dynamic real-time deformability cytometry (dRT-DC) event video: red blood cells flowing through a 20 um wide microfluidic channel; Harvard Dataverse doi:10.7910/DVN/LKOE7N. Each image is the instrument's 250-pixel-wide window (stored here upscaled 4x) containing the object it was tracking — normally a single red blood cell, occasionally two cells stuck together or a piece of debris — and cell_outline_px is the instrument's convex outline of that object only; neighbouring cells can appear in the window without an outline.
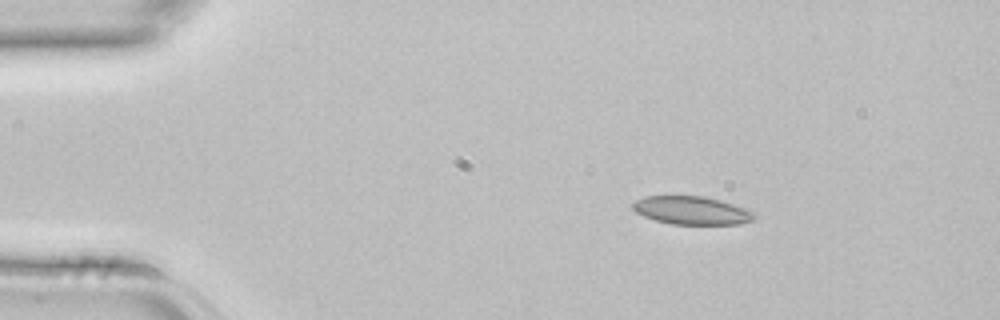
{"species": "common noctule bat (a hibernating species)", "species_latin": "Nyctalus noctula", "temperature_condition": "room temperature", "stored_images_in_passage": 2, "camera_frame_rate_fps": 3000, "um_per_image_px": 0.085, "animal": {"sex": "female", "body_mass_g": 22.7, "forearm_length_mm": 54.2}, "frame": {"image": 1, "passage_image": 1, "time_ms": 0.0, "image_size_px": [1000, 320], "cell_outline_px": [[756, 216], [752, 220], [740, 224], [672, 224], [656, 220], [644, 216], [636, 212], [632, 208], [632, 204], [636, 200], [644, 196], [704, 196], [720, 200], [744, 208], [752, 212]], "centroid_in_image_um": [58.77, 17.88], "position_along_channel_um": 26.2, "area_um2": 19.77}}